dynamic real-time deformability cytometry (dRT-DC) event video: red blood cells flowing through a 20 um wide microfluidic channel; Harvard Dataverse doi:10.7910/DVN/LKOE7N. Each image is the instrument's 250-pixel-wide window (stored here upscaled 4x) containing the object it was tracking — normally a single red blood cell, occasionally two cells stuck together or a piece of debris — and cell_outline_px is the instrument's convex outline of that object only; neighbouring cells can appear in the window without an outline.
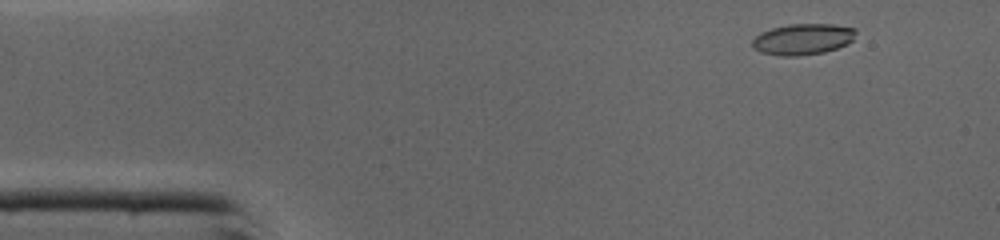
{"species": "common noctule bat (a hibernating species)", "species_latin": "Nyctalus noctula", "temperature_condition": "cold", "stored_images_in_passage": 44, "camera_frame_rate_fps": 3000, "um_per_image_px": 0.085, "animal": {"sex": "male", "body_mass_g": 19.0, "forearm_length_mm": 50.8}, "frame": {"image": 1, "passage_image": 3, "time_ms": 0.667, "image_size_px": [1000, 240], "cell_outline_px": [[856, 32], [852, 40], [836, 48], [824, 52], [796, 56], [780, 56], [760, 52], [752, 48], [752, 40], [760, 32], [772, 28], [788, 24], [832, 24], [856, 28]], "centroid_in_image_um": [68.2, 3.33], "position_along_channel_um": 16.8, "area_um2": 18.73}}
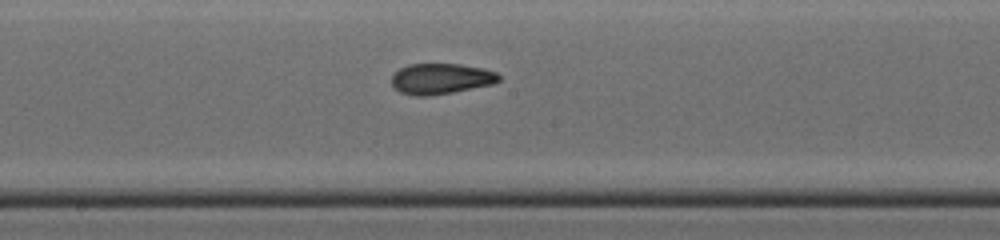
{"frame": {"image": 2, "passage_image": 22, "time_ms": 7.0, "image_size_px": [1000, 240], "cell_outline_px": [[500, 80], [492, 84], [452, 92], [428, 96], [416, 96], [400, 92], [392, 84], [392, 76], [400, 68], [408, 64], [460, 64], [484, 68], [496, 72], [500, 76]], "centroid_in_image_um": [37.49, 6.68], "position_along_channel_um": 210.7, "area_um2": 19.07}}
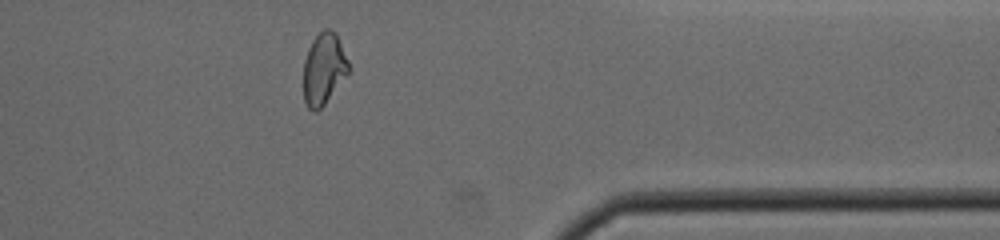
{"frame": {"image": 3, "passage_image": 35, "time_ms": 11.333, "image_size_px": [1000, 240], "cell_outline_px": [[348, 76], [324, 104], [316, 112], [312, 112], [308, 108], [304, 100], [304, 60], [308, 48], [312, 40], [324, 28], [332, 28], [336, 32], [348, 60]], "centroid_in_image_um": [27.53, 5.84], "position_along_channel_um": 383.9, "area_um2": 19.02}, "authors_computed_cell_mechanics": {"area_um2": 19.2474, "velocity_mm_per_s": 4.3958, "shape_relaxation_time_tau1_ms": null, "shape_relaxation_time_tau2_ms": 2.0622, "deformation_change_tau1": null, "deformation_change_tau2": 0.0829}}